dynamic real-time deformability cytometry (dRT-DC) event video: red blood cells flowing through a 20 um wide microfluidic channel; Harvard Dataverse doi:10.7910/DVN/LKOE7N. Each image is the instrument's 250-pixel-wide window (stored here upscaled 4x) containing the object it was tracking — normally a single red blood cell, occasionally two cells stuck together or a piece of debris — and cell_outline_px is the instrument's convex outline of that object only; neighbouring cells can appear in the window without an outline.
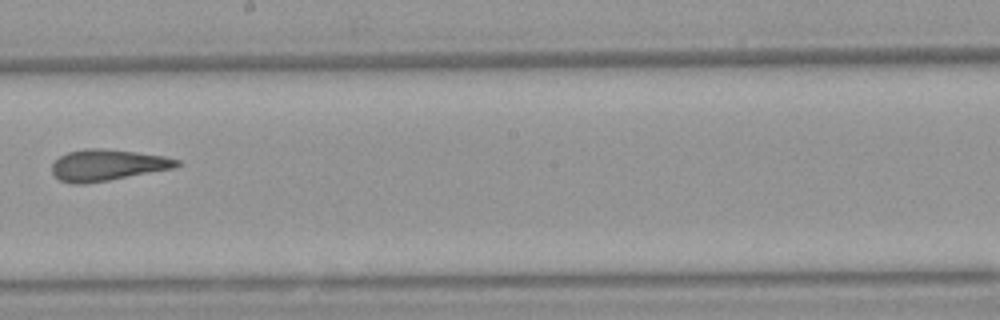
{"species": "Egyptian fruit bat (a non-hibernating species)", "species_latin": "Rousettus aegyptiacus", "temperature_condition": "warm", "stored_images_in_passage": 6, "camera_frame_rate_fps": 3000, "um_per_image_px": 0.085, "animal": {"sex": "female"}, "frame": {"image": 1, "passage_image": 5, "time_ms": 5.667, "image_size_px": [1000, 320], "cell_outline_px": [[184, 164], [176, 168], [108, 180], [84, 184], [72, 184], [60, 180], [52, 172], [52, 164], [60, 156], [68, 152], [84, 148], [100, 148], [136, 152], [164, 156], [180, 160]], "centroid_in_image_um": [9.17, 14.03], "position_along_channel_um": 239.0, "area_um2": 22.83}}
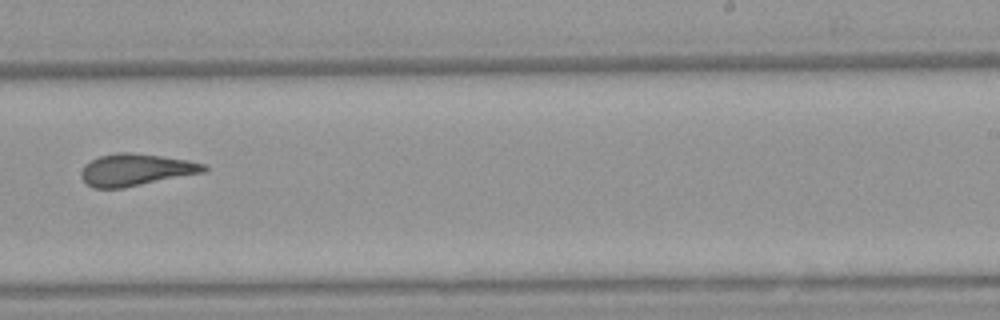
{"frame": {"image": 2, "passage_image": 6, "time_ms": 6.667, "image_size_px": [1000, 320], "cell_outline_px": [[208, 168], [204, 172], [124, 188], [92, 188], [80, 176], [80, 172], [84, 164], [100, 156], [116, 152], [132, 152], [188, 160], [208, 164]], "centroid_in_image_um": [11.54, 14.43], "position_along_channel_um": 277.5, "area_um2": 22.95}}